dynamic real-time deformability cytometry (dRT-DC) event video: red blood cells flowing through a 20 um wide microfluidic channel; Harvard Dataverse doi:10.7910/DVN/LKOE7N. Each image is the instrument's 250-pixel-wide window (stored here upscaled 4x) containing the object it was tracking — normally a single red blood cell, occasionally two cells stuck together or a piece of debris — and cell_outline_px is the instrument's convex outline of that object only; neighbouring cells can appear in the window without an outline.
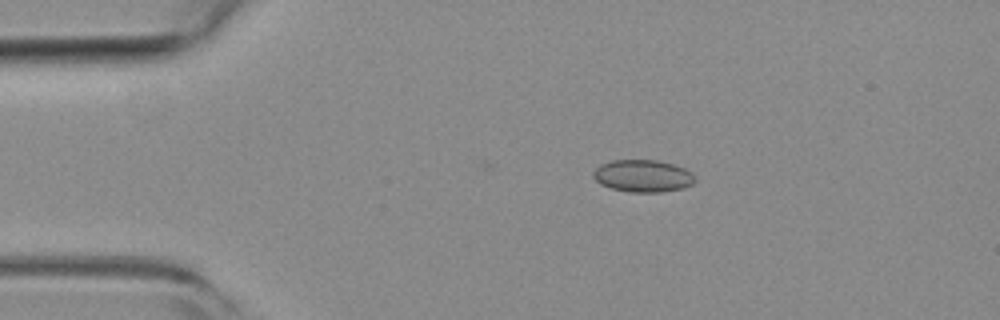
{"species": "common noctule bat (a hibernating species)", "species_latin": "Nyctalus noctula", "temperature_condition": "room temperature", "stored_images_in_passage": 45, "camera_frame_rate_fps": 3000, "um_per_image_px": 0.085, "animal": {"sex": "female", "body_mass_g": 19.3, "forearm_length_mm": 54.1}, "frame": {"image": 1, "passage_image": 1, "time_ms": 0.0, "image_size_px": [1000, 320], "cell_outline_px": [[696, 180], [692, 184], [684, 188], [660, 192], [628, 192], [612, 188], [600, 184], [592, 176], [592, 172], [600, 164], [612, 160], [656, 160], [672, 164], [684, 168], [692, 172], [696, 176]], "centroid_in_image_um": [54.65, 14.95], "position_along_channel_um": 30.4, "area_um2": 19.25}}
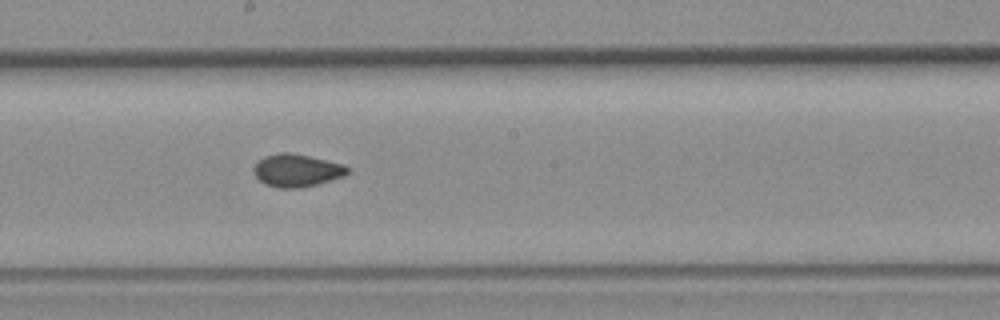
{"frame": {"image": 2, "passage_image": 20, "time_ms": 6.333, "image_size_px": [1000, 320], "cell_outline_px": [[352, 172], [344, 176], [316, 184], [296, 188], [280, 188], [264, 184], [252, 172], [252, 168], [264, 156], [280, 152], [288, 152], [308, 156], [344, 164]], "centroid_in_image_um": [25.22, 14.48], "position_along_channel_um": 223.0, "area_um2": 17.8}}
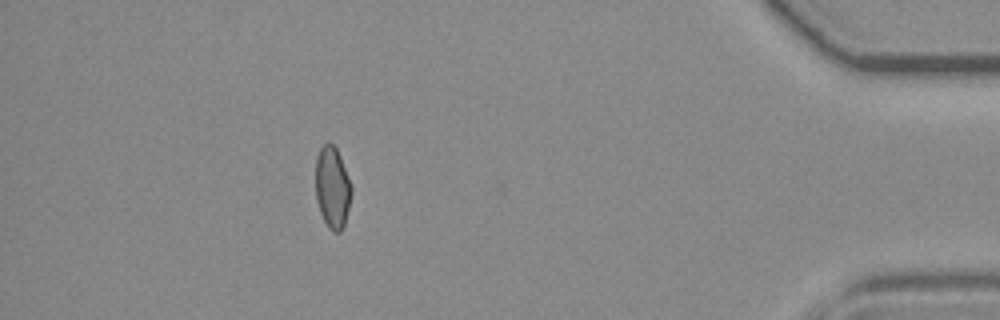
{"frame": {"image": 3, "passage_image": 39, "time_ms": 12.667, "image_size_px": [1000, 320], "cell_outline_px": [[352, 192], [344, 224], [340, 232], [332, 232], [328, 228], [320, 212], [316, 200], [316, 156], [320, 148], [324, 144], [332, 144], [336, 148], [340, 156], [352, 184]], "centroid_in_image_um": [28.25, 15.94], "position_along_channel_um": 406.9, "area_um2": 17.05}, "authors_computed_cell_mechanics": {"area_um2": 17.3978, "velocity_mm_per_s": 3.8015, "shape_relaxation_time_tau1_ms": null, "shape_relaxation_time_tau2_ms": 1.8798, "deformation_change_tau1": null, "deformation_change_tau2": 0.0494}}